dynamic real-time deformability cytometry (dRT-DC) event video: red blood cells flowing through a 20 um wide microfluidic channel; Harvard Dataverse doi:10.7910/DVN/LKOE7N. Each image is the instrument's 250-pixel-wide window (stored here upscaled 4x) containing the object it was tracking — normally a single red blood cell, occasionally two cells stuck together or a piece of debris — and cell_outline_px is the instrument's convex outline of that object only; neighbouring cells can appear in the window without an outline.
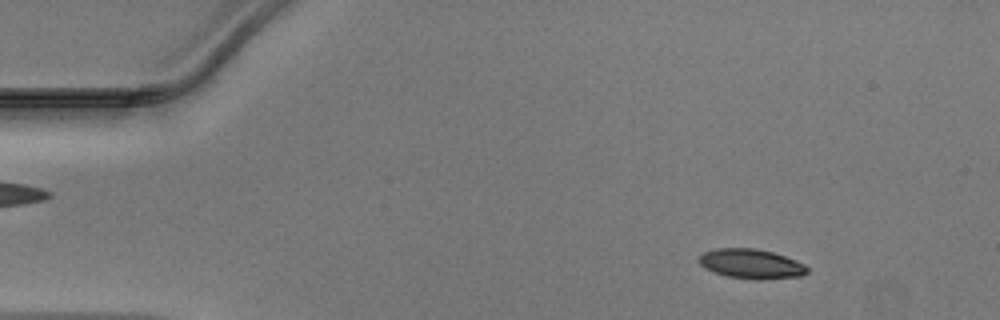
{"species": "Egyptian fruit bat (a non-hibernating species)", "species_latin": "Rousettus aegyptiacus", "temperature_condition": "warm", "stored_images_in_passage": 48, "camera_frame_rate_fps": 3000, "um_per_image_px": 0.085, "animal": {"sex": "male"}, "frame": {"image": 1, "passage_image": 6, "time_ms": 1.667, "image_size_px": [1000, 320], "cell_outline_px": [[808, 272], [800, 276], [760, 280], [728, 276], [704, 268], [696, 260], [704, 252], [716, 248], [756, 248], [772, 252], [796, 260], [804, 264], [808, 268]], "centroid_in_image_um": [63.84, 22.42], "position_along_channel_um": 21.2, "area_um2": 18.61}}
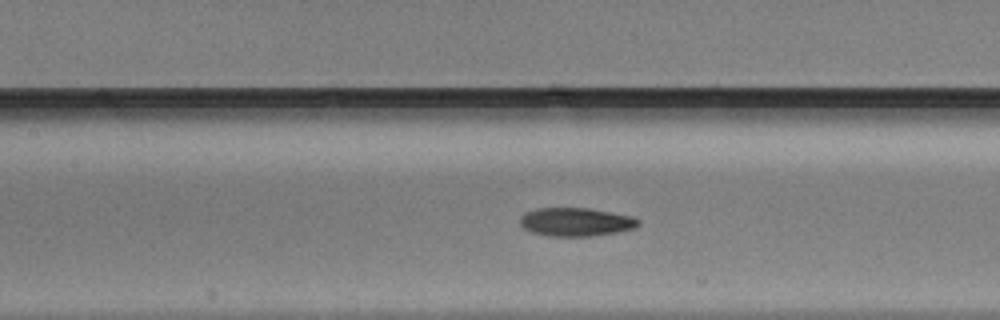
{"frame": {"image": 2, "passage_image": 22, "time_ms": 7.0, "image_size_px": [1000, 320], "cell_outline_px": [[640, 224], [636, 228], [616, 232], [592, 236], [548, 236], [532, 232], [524, 228], [520, 224], [520, 216], [524, 212], [536, 208], [588, 208], [632, 216], [640, 220]], "centroid_in_image_um": [48.94, 18.86], "position_along_channel_um": 158.5, "area_um2": 19.71}}
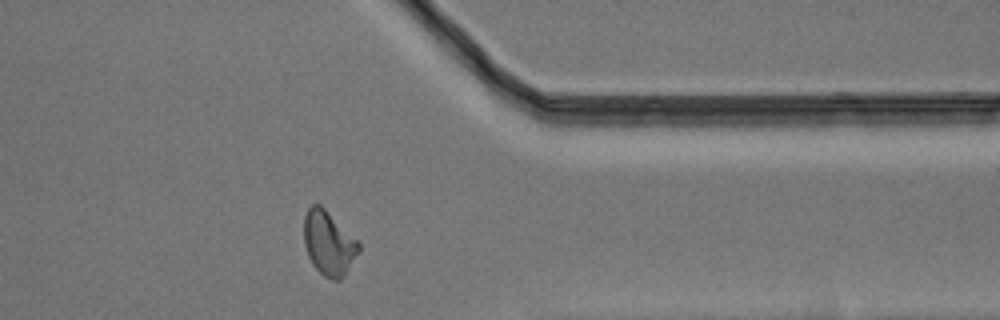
{"frame": {"image": 3, "passage_image": 39, "time_ms": 12.667, "image_size_px": [1000, 320], "cell_outline_px": [[360, 252], [344, 276], [340, 280], [332, 280], [324, 276], [312, 264], [308, 256], [304, 244], [304, 216], [308, 208], [312, 204], [320, 204], [360, 244]], "centroid_in_image_um": [27.93, 20.69], "position_along_channel_um": 383.5, "area_um2": 20.35}}